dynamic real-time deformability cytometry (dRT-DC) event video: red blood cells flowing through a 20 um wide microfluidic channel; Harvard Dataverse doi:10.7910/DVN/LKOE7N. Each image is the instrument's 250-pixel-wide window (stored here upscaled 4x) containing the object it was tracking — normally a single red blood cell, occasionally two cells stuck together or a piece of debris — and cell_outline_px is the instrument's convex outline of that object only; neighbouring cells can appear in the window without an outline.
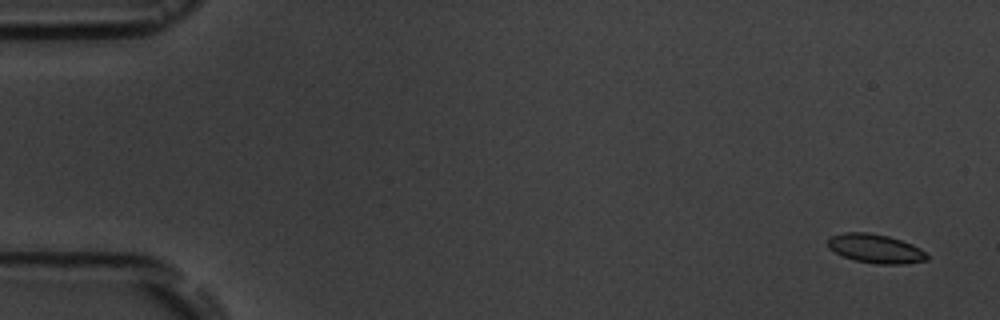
{"species": "common noctule bat (a hibernating species)", "species_latin": "Nyctalus noctula", "temperature_condition": "room temperature", "stored_images_in_passage": 5, "camera_frame_rate_fps": 3000, "um_per_image_px": 0.085, "animal": {"sex": "male", "body_mass_g": 19.5, "forearm_length_mm": 54.6}, "frame": {"image": 1, "passage_image": 1, "time_ms": 0.0, "image_size_px": [1000, 320], "cell_outline_px": [[928, 260], [904, 264], [876, 264], [856, 260], [844, 256], [828, 248], [828, 240], [832, 236], [844, 232], [868, 232], [888, 236], [912, 244], [920, 248], [928, 256]], "centroid_in_image_um": [74.43, 21.13], "position_along_channel_um": 10.6, "area_um2": 16.59}}
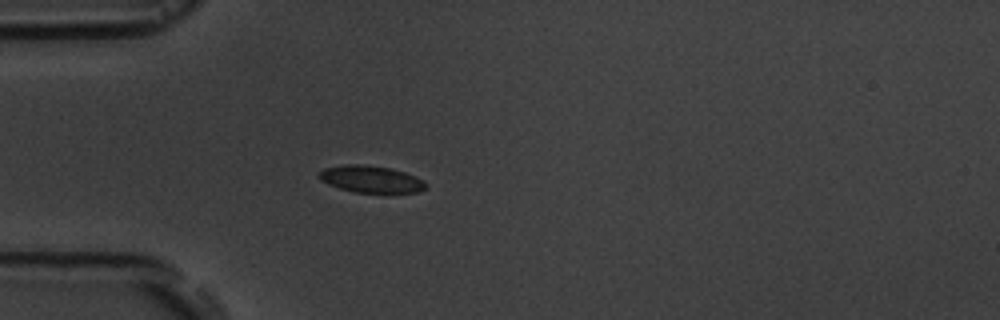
{"frame": {"image": 2, "passage_image": 5, "time_ms": 4.667, "image_size_px": [1000, 320], "cell_outline_px": [[428, 188], [420, 192], [356, 192], [340, 188], [328, 184], [320, 180], [316, 176], [324, 168], [344, 164], [360, 164], [388, 168], [404, 172], [416, 176], [424, 180], [428, 184]], "centroid_in_image_um": [31.55, 15.22], "position_along_channel_um": 53.5, "area_um2": 16.76}}